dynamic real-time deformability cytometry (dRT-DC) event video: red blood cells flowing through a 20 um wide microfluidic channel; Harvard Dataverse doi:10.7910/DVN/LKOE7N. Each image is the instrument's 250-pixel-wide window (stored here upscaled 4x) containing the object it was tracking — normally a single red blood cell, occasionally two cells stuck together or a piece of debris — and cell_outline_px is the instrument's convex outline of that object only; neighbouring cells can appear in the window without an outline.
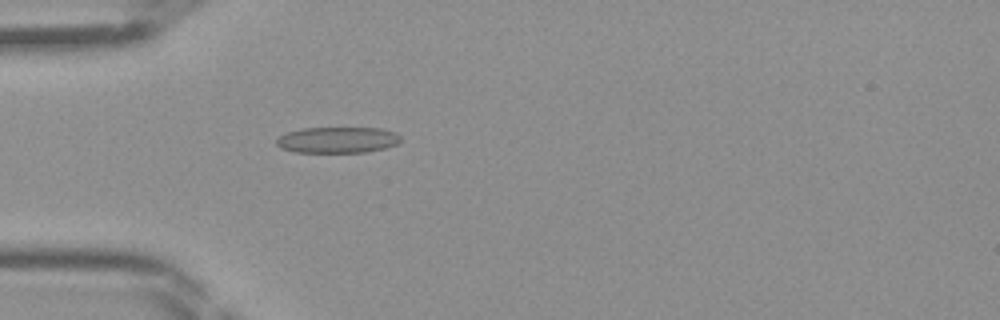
{"species": "Egyptian fruit bat (a non-hibernating species)", "species_latin": "Rousettus aegyptiacus", "temperature_condition": "room temperature", "stored_images_in_passage": 46, "camera_frame_rate_fps": 3000, "um_per_image_px": 0.085, "frame": {"image": 1, "passage_image": 14, "time_ms": 4.333, "image_size_px": [1000, 320], "cell_outline_px": [[400, 140], [396, 144], [384, 148], [364, 152], [296, 152], [280, 148], [276, 144], [276, 140], [280, 136], [288, 132], [300, 128], [380, 128], [396, 132], [400, 136]], "centroid_in_image_um": [28.68, 11.89], "position_along_channel_um": 56.3, "area_um2": 18.79}}
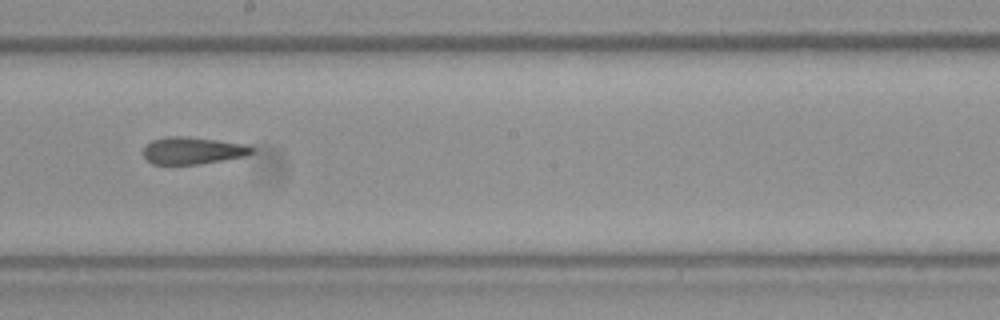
{"frame": {"image": 2, "passage_image": 26, "time_ms": 8.333, "image_size_px": [1000, 320], "cell_outline_px": [[256, 148], [252, 152], [244, 156], [200, 164], [152, 164], [144, 156], [144, 148], [152, 140], [164, 136], [188, 136], [244, 144]], "centroid_in_image_um": [16.36, 12.79], "position_along_channel_um": 231.8, "area_um2": 17.05}}
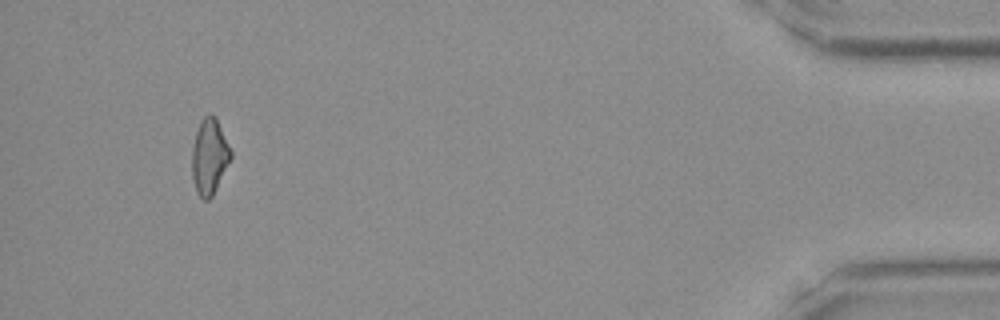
{"frame": {"image": 3, "passage_image": 43, "time_ms": 14.0, "image_size_px": [1000, 320], "cell_outline_px": [[232, 156], [212, 196], [208, 200], [204, 200], [196, 192], [192, 176], [192, 148], [196, 132], [200, 120], [208, 112], [216, 116], [232, 152]], "centroid_in_image_um": [17.79, 13.27], "position_along_channel_um": 417.4, "area_um2": 17.11}}